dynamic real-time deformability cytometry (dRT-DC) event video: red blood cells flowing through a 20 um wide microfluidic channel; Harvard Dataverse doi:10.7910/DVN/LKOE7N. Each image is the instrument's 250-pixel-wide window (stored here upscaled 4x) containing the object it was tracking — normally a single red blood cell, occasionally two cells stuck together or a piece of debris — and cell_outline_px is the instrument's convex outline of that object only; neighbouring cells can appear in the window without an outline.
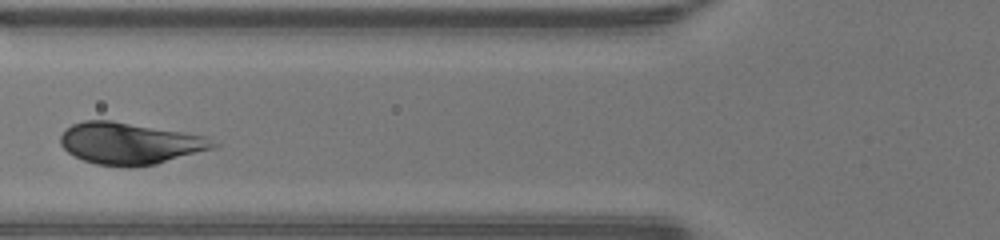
{"species": "human", "species_latin": "Homo sapiens", "temperature_condition": "warm", "stored_images_in_passage": 30, "camera_frame_rate_fps": 3000, "um_per_image_px": 0.085, "donor": {"sex": "male"}, "frame": {"image": 1, "passage_image": 10, "time_ms": 3.0, "image_size_px": [1000, 240], "cell_outline_px": [[220, 144], [216, 148], [156, 164], [132, 168], [128, 168], [96, 164], [84, 160], [68, 152], [60, 144], [60, 136], [72, 124], [84, 120], [112, 120], [208, 136]], "centroid_in_image_um": [11.09, 12.2], "position_along_channel_um": 114.7, "area_um2": 37.45}}
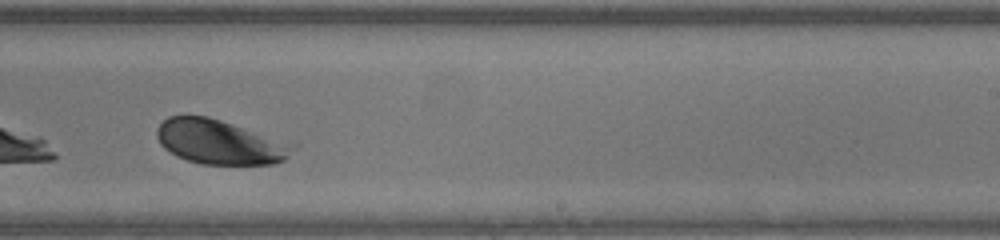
{"frame": {"image": 2, "passage_image": 21, "time_ms": 6.667, "image_size_px": [1000, 240], "cell_outline_px": [[300, 144], [284, 160], [272, 164], [200, 164], [176, 156], [164, 148], [160, 144], [156, 136], [156, 128], [168, 116], [184, 112], [208, 116]], "centroid_in_image_um": [18.68, 12.03], "position_along_channel_um": 270.3, "area_um2": 36.18}}
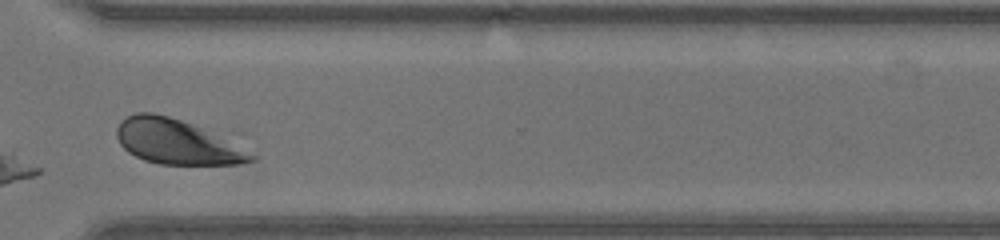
{"frame": {"image": 3, "passage_image": 27, "time_ms": 8.667, "image_size_px": [1000, 240], "cell_outline_px": [[256, 160], [240, 164], [160, 164], [144, 160], [128, 152], [120, 144], [116, 136], [116, 128], [120, 120], [136, 112], [152, 112], [168, 116], [180, 120], [200, 128], [256, 156]], "centroid_in_image_um": [14.91, 12.06], "position_along_channel_um": 355.7, "area_um2": 34.16}, "authors_computed_cell_mechanics": {"area_um2": 37.57, "velocity_mm_per_s": 4.262, "shape_relaxation_time_tau1_ms": 1.2029, "shape_relaxation_time_tau2_ms": null, "deformation_change_tau1": 0.104, "deformation_change_tau2": null}}